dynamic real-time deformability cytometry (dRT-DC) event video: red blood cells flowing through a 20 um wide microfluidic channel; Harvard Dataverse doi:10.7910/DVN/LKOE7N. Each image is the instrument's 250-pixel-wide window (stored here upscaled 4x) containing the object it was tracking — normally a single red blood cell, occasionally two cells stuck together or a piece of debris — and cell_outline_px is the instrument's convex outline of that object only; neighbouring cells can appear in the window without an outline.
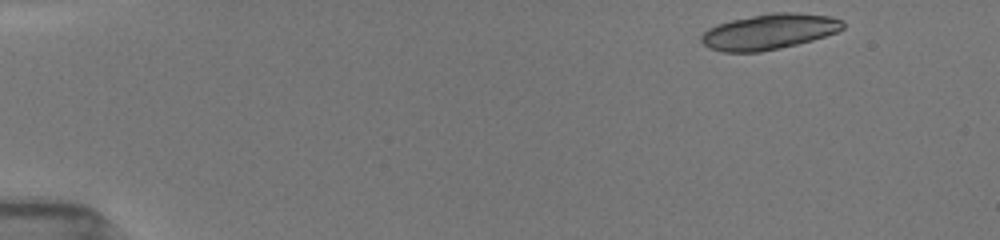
{"species": "common noctule bat (a hibernating species)", "species_latin": "Nyctalus noctula", "temperature_condition": "room temperature", "stored_images_in_passage": 18, "camera_frame_rate_fps": 3000, "um_per_image_px": 0.085, "animal": {"sex": "female", "body_mass_g": 19.5, "forearm_length_mm": 54.1}, "frame": {"image": 1, "passage_image": 2, "time_ms": 0.333, "image_size_px": [1000, 240], "cell_outline_px": [[844, 28], [836, 32], [812, 40], [780, 48], [760, 52], [724, 52], [708, 48], [700, 40], [700, 36], [708, 28], [716, 24], [732, 20], [772, 12], [796, 12], [832, 16], [840, 20], [844, 24]], "centroid_in_image_um": [65.36, 2.69], "position_along_channel_um": 19.6, "area_um2": 29.3}}